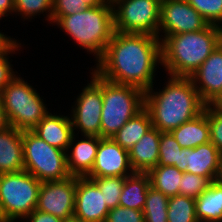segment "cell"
I'll return each mask as SVG.
<instances>
[{
  "mask_svg": "<svg viewBox=\"0 0 222 222\" xmlns=\"http://www.w3.org/2000/svg\"><path fill=\"white\" fill-rule=\"evenodd\" d=\"M201 100L209 105L222 90V42L190 76Z\"/></svg>",
  "mask_w": 222,
  "mask_h": 222,
  "instance_id": "cell-16",
  "label": "cell"
},
{
  "mask_svg": "<svg viewBox=\"0 0 222 222\" xmlns=\"http://www.w3.org/2000/svg\"><path fill=\"white\" fill-rule=\"evenodd\" d=\"M150 178V186L162 192L164 195L171 197L179 195V183L183 176V172L177 167L155 166L148 172Z\"/></svg>",
  "mask_w": 222,
  "mask_h": 222,
  "instance_id": "cell-25",
  "label": "cell"
},
{
  "mask_svg": "<svg viewBox=\"0 0 222 222\" xmlns=\"http://www.w3.org/2000/svg\"><path fill=\"white\" fill-rule=\"evenodd\" d=\"M207 118L210 127V142L222 154V109L207 105Z\"/></svg>",
  "mask_w": 222,
  "mask_h": 222,
  "instance_id": "cell-35",
  "label": "cell"
},
{
  "mask_svg": "<svg viewBox=\"0 0 222 222\" xmlns=\"http://www.w3.org/2000/svg\"><path fill=\"white\" fill-rule=\"evenodd\" d=\"M64 222H85V221H83L81 219H78V218L73 216V217H70V218L64 220Z\"/></svg>",
  "mask_w": 222,
  "mask_h": 222,
  "instance_id": "cell-43",
  "label": "cell"
},
{
  "mask_svg": "<svg viewBox=\"0 0 222 222\" xmlns=\"http://www.w3.org/2000/svg\"><path fill=\"white\" fill-rule=\"evenodd\" d=\"M10 13H14V0H0V19Z\"/></svg>",
  "mask_w": 222,
  "mask_h": 222,
  "instance_id": "cell-38",
  "label": "cell"
},
{
  "mask_svg": "<svg viewBox=\"0 0 222 222\" xmlns=\"http://www.w3.org/2000/svg\"><path fill=\"white\" fill-rule=\"evenodd\" d=\"M24 219L27 220V222H64V220L60 217L54 216L49 213H45L42 211L34 210L32 211L28 216H26Z\"/></svg>",
  "mask_w": 222,
  "mask_h": 222,
  "instance_id": "cell-37",
  "label": "cell"
},
{
  "mask_svg": "<svg viewBox=\"0 0 222 222\" xmlns=\"http://www.w3.org/2000/svg\"><path fill=\"white\" fill-rule=\"evenodd\" d=\"M76 177L64 180L42 182L36 210L66 220L74 216Z\"/></svg>",
  "mask_w": 222,
  "mask_h": 222,
  "instance_id": "cell-12",
  "label": "cell"
},
{
  "mask_svg": "<svg viewBox=\"0 0 222 222\" xmlns=\"http://www.w3.org/2000/svg\"><path fill=\"white\" fill-rule=\"evenodd\" d=\"M171 133L182 148H195L210 142L207 105L201 114L173 129Z\"/></svg>",
  "mask_w": 222,
  "mask_h": 222,
  "instance_id": "cell-21",
  "label": "cell"
},
{
  "mask_svg": "<svg viewBox=\"0 0 222 222\" xmlns=\"http://www.w3.org/2000/svg\"><path fill=\"white\" fill-rule=\"evenodd\" d=\"M168 222H199L196 217L195 199L183 195L169 197Z\"/></svg>",
  "mask_w": 222,
  "mask_h": 222,
  "instance_id": "cell-26",
  "label": "cell"
},
{
  "mask_svg": "<svg viewBox=\"0 0 222 222\" xmlns=\"http://www.w3.org/2000/svg\"><path fill=\"white\" fill-rule=\"evenodd\" d=\"M53 0H14V13L22 15L24 19L35 17L44 12L48 21L52 22Z\"/></svg>",
  "mask_w": 222,
  "mask_h": 222,
  "instance_id": "cell-31",
  "label": "cell"
},
{
  "mask_svg": "<svg viewBox=\"0 0 222 222\" xmlns=\"http://www.w3.org/2000/svg\"><path fill=\"white\" fill-rule=\"evenodd\" d=\"M9 125L8 119L6 117L4 104H3V98L0 94V131L7 128Z\"/></svg>",
  "mask_w": 222,
  "mask_h": 222,
  "instance_id": "cell-39",
  "label": "cell"
},
{
  "mask_svg": "<svg viewBox=\"0 0 222 222\" xmlns=\"http://www.w3.org/2000/svg\"><path fill=\"white\" fill-rule=\"evenodd\" d=\"M15 38L0 51V93L5 88V86L16 76L13 71L12 65L10 64L9 54L14 53L21 48V44L16 42Z\"/></svg>",
  "mask_w": 222,
  "mask_h": 222,
  "instance_id": "cell-34",
  "label": "cell"
},
{
  "mask_svg": "<svg viewBox=\"0 0 222 222\" xmlns=\"http://www.w3.org/2000/svg\"><path fill=\"white\" fill-rule=\"evenodd\" d=\"M157 63H162L158 37L115 31L94 71L108 81L146 92L153 86Z\"/></svg>",
  "mask_w": 222,
  "mask_h": 222,
  "instance_id": "cell-1",
  "label": "cell"
},
{
  "mask_svg": "<svg viewBox=\"0 0 222 222\" xmlns=\"http://www.w3.org/2000/svg\"><path fill=\"white\" fill-rule=\"evenodd\" d=\"M195 209L199 222H222V185L213 181L195 199Z\"/></svg>",
  "mask_w": 222,
  "mask_h": 222,
  "instance_id": "cell-23",
  "label": "cell"
},
{
  "mask_svg": "<svg viewBox=\"0 0 222 222\" xmlns=\"http://www.w3.org/2000/svg\"><path fill=\"white\" fill-rule=\"evenodd\" d=\"M211 183L212 181L209 178L183 172V176L179 183V195L196 199L209 188Z\"/></svg>",
  "mask_w": 222,
  "mask_h": 222,
  "instance_id": "cell-33",
  "label": "cell"
},
{
  "mask_svg": "<svg viewBox=\"0 0 222 222\" xmlns=\"http://www.w3.org/2000/svg\"><path fill=\"white\" fill-rule=\"evenodd\" d=\"M168 202V196L150 186L148 188L146 202L142 210L144 222H168Z\"/></svg>",
  "mask_w": 222,
  "mask_h": 222,
  "instance_id": "cell-27",
  "label": "cell"
},
{
  "mask_svg": "<svg viewBox=\"0 0 222 222\" xmlns=\"http://www.w3.org/2000/svg\"><path fill=\"white\" fill-rule=\"evenodd\" d=\"M205 106L190 77L170 76L162 91L154 92L152 86L144 94V108L160 132H171L194 119Z\"/></svg>",
  "mask_w": 222,
  "mask_h": 222,
  "instance_id": "cell-2",
  "label": "cell"
},
{
  "mask_svg": "<svg viewBox=\"0 0 222 222\" xmlns=\"http://www.w3.org/2000/svg\"><path fill=\"white\" fill-rule=\"evenodd\" d=\"M181 150L182 147L171 132H161L158 165L177 167L180 163Z\"/></svg>",
  "mask_w": 222,
  "mask_h": 222,
  "instance_id": "cell-29",
  "label": "cell"
},
{
  "mask_svg": "<svg viewBox=\"0 0 222 222\" xmlns=\"http://www.w3.org/2000/svg\"><path fill=\"white\" fill-rule=\"evenodd\" d=\"M106 0H53L52 23L59 17L73 15L90 7H99Z\"/></svg>",
  "mask_w": 222,
  "mask_h": 222,
  "instance_id": "cell-30",
  "label": "cell"
},
{
  "mask_svg": "<svg viewBox=\"0 0 222 222\" xmlns=\"http://www.w3.org/2000/svg\"><path fill=\"white\" fill-rule=\"evenodd\" d=\"M91 75L102 88L101 138H112L130 118L144 108L145 92L132 85L108 81L94 70Z\"/></svg>",
  "mask_w": 222,
  "mask_h": 222,
  "instance_id": "cell-5",
  "label": "cell"
},
{
  "mask_svg": "<svg viewBox=\"0 0 222 222\" xmlns=\"http://www.w3.org/2000/svg\"><path fill=\"white\" fill-rule=\"evenodd\" d=\"M41 182L26 170L0 174V222H15L36 209Z\"/></svg>",
  "mask_w": 222,
  "mask_h": 222,
  "instance_id": "cell-7",
  "label": "cell"
},
{
  "mask_svg": "<svg viewBox=\"0 0 222 222\" xmlns=\"http://www.w3.org/2000/svg\"><path fill=\"white\" fill-rule=\"evenodd\" d=\"M222 154L212 143L199 145L195 148H182L180 163L177 168L186 173H193L212 182L216 181Z\"/></svg>",
  "mask_w": 222,
  "mask_h": 222,
  "instance_id": "cell-15",
  "label": "cell"
},
{
  "mask_svg": "<svg viewBox=\"0 0 222 222\" xmlns=\"http://www.w3.org/2000/svg\"><path fill=\"white\" fill-rule=\"evenodd\" d=\"M12 40L13 38L0 32V51L3 50Z\"/></svg>",
  "mask_w": 222,
  "mask_h": 222,
  "instance_id": "cell-40",
  "label": "cell"
},
{
  "mask_svg": "<svg viewBox=\"0 0 222 222\" xmlns=\"http://www.w3.org/2000/svg\"><path fill=\"white\" fill-rule=\"evenodd\" d=\"M216 181L222 185V158L220 160V166H219V171H218V174H217V178H216Z\"/></svg>",
  "mask_w": 222,
  "mask_h": 222,
  "instance_id": "cell-42",
  "label": "cell"
},
{
  "mask_svg": "<svg viewBox=\"0 0 222 222\" xmlns=\"http://www.w3.org/2000/svg\"><path fill=\"white\" fill-rule=\"evenodd\" d=\"M106 222H144L143 211L117 206L109 210Z\"/></svg>",
  "mask_w": 222,
  "mask_h": 222,
  "instance_id": "cell-36",
  "label": "cell"
},
{
  "mask_svg": "<svg viewBox=\"0 0 222 222\" xmlns=\"http://www.w3.org/2000/svg\"><path fill=\"white\" fill-rule=\"evenodd\" d=\"M54 23L98 61L114 35V12L111 0L73 15L59 17Z\"/></svg>",
  "mask_w": 222,
  "mask_h": 222,
  "instance_id": "cell-4",
  "label": "cell"
},
{
  "mask_svg": "<svg viewBox=\"0 0 222 222\" xmlns=\"http://www.w3.org/2000/svg\"><path fill=\"white\" fill-rule=\"evenodd\" d=\"M134 173L129 161V151L112 138H101L95 162L87 177H121Z\"/></svg>",
  "mask_w": 222,
  "mask_h": 222,
  "instance_id": "cell-13",
  "label": "cell"
},
{
  "mask_svg": "<svg viewBox=\"0 0 222 222\" xmlns=\"http://www.w3.org/2000/svg\"><path fill=\"white\" fill-rule=\"evenodd\" d=\"M209 25L186 0H161L158 29V38L161 42L169 35L197 32ZM161 31L165 34L160 35ZM160 36L164 38L161 39Z\"/></svg>",
  "mask_w": 222,
  "mask_h": 222,
  "instance_id": "cell-10",
  "label": "cell"
},
{
  "mask_svg": "<svg viewBox=\"0 0 222 222\" xmlns=\"http://www.w3.org/2000/svg\"><path fill=\"white\" fill-rule=\"evenodd\" d=\"M161 132L151 127L129 150V161L134 172H148L158 165Z\"/></svg>",
  "mask_w": 222,
  "mask_h": 222,
  "instance_id": "cell-20",
  "label": "cell"
},
{
  "mask_svg": "<svg viewBox=\"0 0 222 222\" xmlns=\"http://www.w3.org/2000/svg\"><path fill=\"white\" fill-rule=\"evenodd\" d=\"M222 42V27L167 36L161 42L164 70L169 76L190 77Z\"/></svg>",
  "mask_w": 222,
  "mask_h": 222,
  "instance_id": "cell-3",
  "label": "cell"
},
{
  "mask_svg": "<svg viewBox=\"0 0 222 222\" xmlns=\"http://www.w3.org/2000/svg\"><path fill=\"white\" fill-rule=\"evenodd\" d=\"M210 25L222 27V0H186Z\"/></svg>",
  "mask_w": 222,
  "mask_h": 222,
  "instance_id": "cell-32",
  "label": "cell"
},
{
  "mask_svg": "<svg viewBox=\"0 0 222 222\" xmlns=\"http://www.w3.org/2000/svg\"><path fill=\"white\" fill-rule=\"evenodd\" d=\"M149 187L150 178L147 172H134L126 176L119 206L142 211Z\"/></svg>",
  "mask_w": 222,
  "mask_h": 222,
  "instance_id": "cell-22",
  "label": "cell"
},
{
  "mask_svg": "<svg viewBox=\"0 0 222 222\" xmlns=\"http://www.w3.org/2000/svg\"><path fill=\"white\" fill-rule=\"evenodd\" d=\"M70 115L73 131L81 130V136L101 137L102 88L91 79L76 98Z\"/></svg>",
  "mask_w": 222,
  "mask_h": 222,
  "instance_id": "cell-11",
  "label": "cell"
},
{
  "mask_svg": "<svg viewBox=\"0 0 222 222\" xmlns=\"http://www.w3.org/2000/svg\"><path fill=\"white\" fill-rule=\"evenodd\" d=\"M24 170L41 183L70 177L66 151L49 145L32 131H22Z\"/></svg>",
  "mask_w": 222,
  "mask_h": 222,
  "instance_id": "cell-8",
  "label": "cell"
},
{
  "mask_svg": "<svg viewBox=\"0 0 222 222\" xmlns=\"http://www.w3.org/2000/svg\"><path fill=\"white\" fill-rule=\"evenodd\" d=\"M98 186L87 177H76L74 217L85 222H106L109 208Z\"/></svg>",
  "mask_w": 222,
  "mask_h": 222,
  "instance_id": "cell-14",
  "label": "cell"
},
{
  "mask_svg": "<svg viewBox=\"0 0 222 222\" xmlns=\"http://www.w3.org/2000/svg\"><path fill=\"white\" fill-rule=\"evenodd\" d=\"M111 1L116 32L143 33L158 37L161 0Z\"/></svg>",
  "mask_w": 222,
  "mask_h": 222,
  "instance_id": "cell-9",
  "label": "cell"
},
{
  "mask_svg": "<svg viewBox=\"0 0 222 222\" xmlns=\"http://www.w3.org/2000/svg\"><path fill=\"white\" fill-rule=\"evenodd\" d=\"M0 94L9 125L20 131H32L49 113L34 87L17 75Z\"/></svg>",
  "mask_w": 222,
  "mask_h": 222,
  "instance_id": "cell-6",
  "label": "cell"
},
{
  "mask_svg": "<svg viewBox=\"0 0 222 222\" xmlns=\"http://www.w3.org/2000/svg\"><path fill=\"white\" fill-rule=\"evenodd\" d=\"M23 170L22 131L8 126L0 131V174Z\"/></svg>",
  "mask_w": 222,
  "mask_h": 222,
  "instance_id": "cell-19",
  "label": "cell"
},
{
  "mask_svg": "<svg viewBox=\"0 0 222 222\" xmlns=\"http://www.w3.org/2000/svg\"><path fill=\"white\" fill-rule=\"evenodd\" d=\"M32 132L49 145L63 151L68 150L72 136L75 133L69 116H59L51 113H48Z\"/></svg>",
  "mask_w": 222,
  "mask_h": 222,
  "instance_id": "cell-18",
  "label": "cell"
},
{
  "mask_svg": "<svg viewBox=\"0 0 222 222\" xmlns=\"http://www.w3.org/2000/svg\"><path fill=\"white\" fill-rule=\"evenodd\" d=\"M76 135L74 133L72 136L68 150L66 151L67 168L73 177H87L94 165L101 137L85 135V139L83 138L75 143Z\"/></svg>",
  "mask_w": 222,
  "mask_h": 222,
  "instance_id": "cell-17",
  "label": "cell"
},
{
  "mask_svg": "<svg viewBox=\"0 0 222 222\" xmlns=\"http://www.w3.org/2000/svg\"><path fill=\"white\" fill-rule=\"evenodd\" d=\"M91 179L100 189L105 203L109 209L119 206L120 195L123 190L126 176L121 177H87Z\"/></svg>",
  "mask_w": 222,
  "mask_h": 222,
  "instance_id": "cell-28",
  "label": "cell"
},
{
  "mask_svg": "<svg viewBox=\"0 0 222 222\" xmlns=\"http://www.w3.org/2000/svg\"><path fill=\"white\" fill-rule=\"evenodd\" d=\"M152 127L148 111L143 108L130 118L112 137L125 150L129 151Z\"/></svg>",
  "mask_w": 222,
  "mask_h": 222,
  "instance_id": "cell-24",
  "label": "cell"
},
{
  "mask_svg": "<svg viewBox=\"0 0 222 222\" xmlns=\"http://www.w3.org/2000/svg\"><path fill=\"white\" fill-rule=\"evenodd\" d=\"M209 105L215 108L222 109V90L220 94Z\"/></svg>",
  "mask_w": 222,
  "mask_h": 222,
  "instance_id": "cell-41",
  "label": "cell"
}]
</instances>
